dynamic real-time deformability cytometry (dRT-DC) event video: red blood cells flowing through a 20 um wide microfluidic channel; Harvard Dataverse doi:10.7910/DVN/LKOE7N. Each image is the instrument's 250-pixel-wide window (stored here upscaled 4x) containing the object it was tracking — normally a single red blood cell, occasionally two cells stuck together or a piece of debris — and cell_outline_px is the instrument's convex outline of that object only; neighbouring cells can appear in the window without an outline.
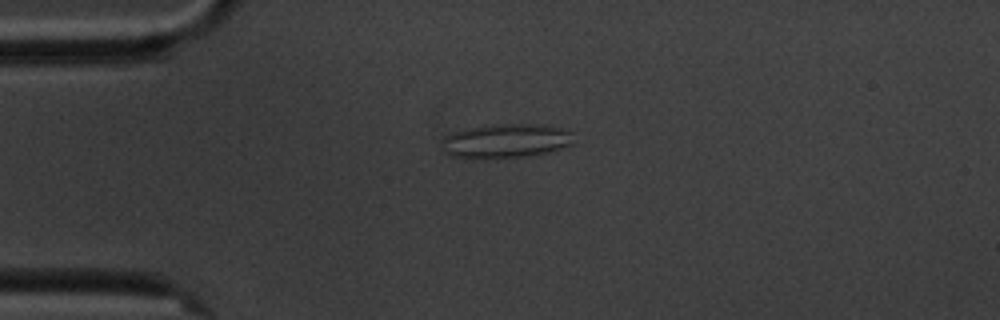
{"species": "common noctule bat (a hibernating species)", "species_latin": "Nyctalus noctula", "temperature_condition": "cold", "stored_images_in_passage": 5, "camera_frame_rate_fps": 3000, "um_per_image_px": 0.085, "animal": {"sex": "male", "body_mass_g": 20.1, "forearm_length_mm": 53.5}, "frame": {"image": 1, "passage_image": 4, "time_ms": 4.333, "image_size_px": [1000, 320], "cell_outline_px": [[576, 144], [548, 152], [528, 156], [476, 160], [448, 156], [444, 152], [444, 136], [452, 132], [472, 128], [500, 124], [536, 124], [560, 128], [576, 132]], "centroid_in_image_um": [43.07, 12.01], "position_along_channel_um": 41.9, "area_um2": 26.82}}